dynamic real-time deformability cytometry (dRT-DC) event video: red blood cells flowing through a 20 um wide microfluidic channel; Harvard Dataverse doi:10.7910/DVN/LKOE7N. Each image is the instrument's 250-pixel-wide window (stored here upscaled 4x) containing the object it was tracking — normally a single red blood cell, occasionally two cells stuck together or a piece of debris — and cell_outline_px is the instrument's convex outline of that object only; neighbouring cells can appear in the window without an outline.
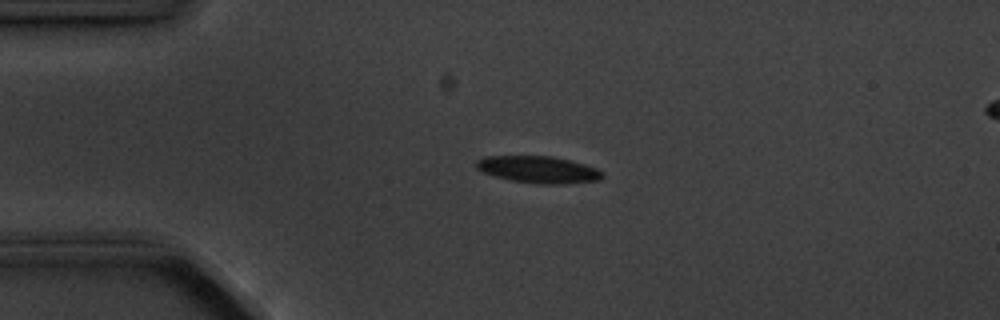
{"species": "common noctule bat (a hibernating species)", "species_latin": "Nyctalus noctula", "temperature_condition": "cold", "stored_images_in_passage": 4, "segment_of_instrument_passage": [1, 2], "camera_frame_rate_fps": 3000, "um_per_image_px": 0.085, "animal": {"sex": "male", "body_mass_g": 20.1, "forearm_length_mm": 53.5}, "frame": {"image": 1, "passage_image": 2, "time_ms": 1.333, "image_size_px": [1000, 320], "cell_outline_px": [[604, 176], [600, 180], [564, 184], [536, 184], [512, 180], [496, 176], [484, 172], [476, 168], [476, 160], [484, 156], [552, 156], [584, 164], [596, 168], [604, 172]], "centroid_in_image_um": [45.78, 14.41], "position_along_channel_um": 39.2, "area_um2": 19.77}}